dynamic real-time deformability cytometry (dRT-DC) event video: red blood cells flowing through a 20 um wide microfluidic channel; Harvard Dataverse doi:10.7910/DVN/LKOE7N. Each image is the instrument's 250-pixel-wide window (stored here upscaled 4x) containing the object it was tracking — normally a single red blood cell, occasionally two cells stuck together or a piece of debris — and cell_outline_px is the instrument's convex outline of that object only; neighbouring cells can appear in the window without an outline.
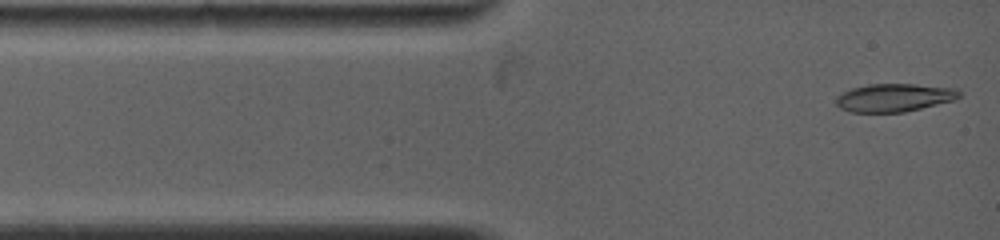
{"species": "common noctule bat (a hibernating species)", "species_latin": "Nyctalus noctula", "temperature_condition": "warm", "stored_images_in_passage": 67, "camera_frame_rate_fps": 5000, "um_per_image_px": 0.085, "animal": {"sex": "female", "body_mass_g": 19.0, "forearm_length_mm": 53.3}, "frame": {"image": 1, "passage_image": 1, "time_ms": 0.0, "image_size_px": [1000, 240], "cell_outline_px": [[960, 96], [956, 100], [904, 112], [848, 112], [840, 108], [836, 104], [836, 96], [852, 88], [872, 84], [912, 84], [960, 88]], "centroid_in_image_um": [76.04, 8.3], "position_along_channel_um": 9.0, "area_um2": 20.23}}
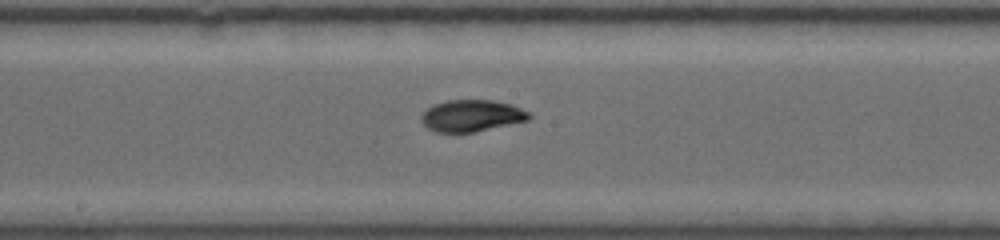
{"frame": {"image": 2, "passage_image": 21, "time_ms": 6.0, "image_size_px": [1000, 240], "cell_outline_px": [[532, 116], [528, 120], [472, 132], [436, 132], [428, 128], [420, 120], [420, 116], [432, 104], [448, 100], [492, 100], [512, 104], [532, 112]], "centroid_in_image_um": [40.1, 9.82], "position_along_channel_um": 208.1, "area_um2": 19.94}}
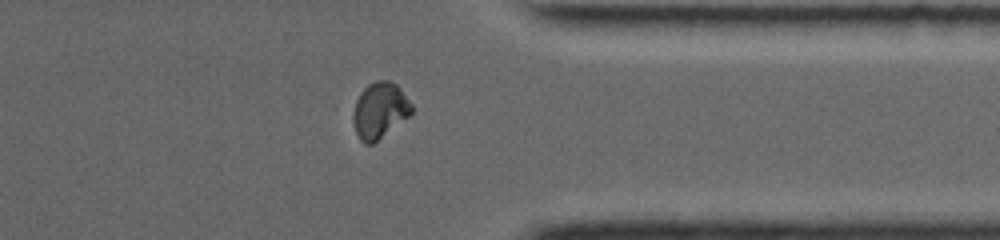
{"frame": {"image": 3, "passage_image": 43, "time_ms": 10.4, "image_size_px": [1000, 240], "cell_outline_px": [[412, 112], [408, 116], [372, 144], [364, 144], [360, 140], [356, 132], [352, 120], [352, 116], [356, 100], [360, 92], [368, 84], [376, 80], [388, 80], [396, 84], [400, 88], [412, 104]], "centroid_in_image_um": [32.25, 9.36], "position_along_channel_um": 379.1, "area_um2": 18.9}, "authors_computed_cell_mechanics": {"area_um2": 19.4208, "velocity_mm_per_s": 4.0056, "shape_relaxation_time_tau1_ms": 6.1167, "shape_relaxation_time_tau2_ms": 1.1404, "deformation_change_tau1": 0.2331, "deformation_change_tau2": 0.0332}}